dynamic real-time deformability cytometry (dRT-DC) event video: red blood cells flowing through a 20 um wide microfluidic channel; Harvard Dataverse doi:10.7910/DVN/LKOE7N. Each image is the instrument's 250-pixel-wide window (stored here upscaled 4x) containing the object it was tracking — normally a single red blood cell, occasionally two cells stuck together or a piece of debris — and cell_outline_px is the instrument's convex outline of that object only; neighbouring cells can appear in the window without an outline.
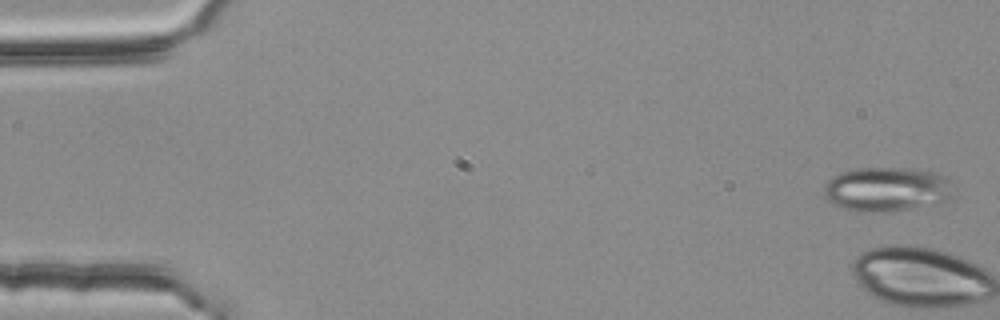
{"species": "common noctule bat (a hibernating species)", "species_latin": "Nyctalus noctula", "temperature_condition": "room temperature", "stored_images_in_passage": 5, "camera_frame_rate_fps": 3000, "um_per_image_px": 0.085, "animal": {"sex": "female", "body_mass_g": 25.1}, "frame": {"image": 1, "passage_image": 1, "time_ms": 0.0, "image_size_px": [1000, 320], "cell_outline_px": [[956, 196], [948, 200], [936, 204], [884, 212], [860, 212], [844, 208], [832, 204], [824, 196], [824, 184], [832, 176], [840, 172], [860, 168], [916, 168], [932, 172], [944, 176], [948, 180], [956, 192]], "centroid_in_image_um": [75.4, 16.09], "position_along_channel_um": 9.6, "area_um2": 33.93}}